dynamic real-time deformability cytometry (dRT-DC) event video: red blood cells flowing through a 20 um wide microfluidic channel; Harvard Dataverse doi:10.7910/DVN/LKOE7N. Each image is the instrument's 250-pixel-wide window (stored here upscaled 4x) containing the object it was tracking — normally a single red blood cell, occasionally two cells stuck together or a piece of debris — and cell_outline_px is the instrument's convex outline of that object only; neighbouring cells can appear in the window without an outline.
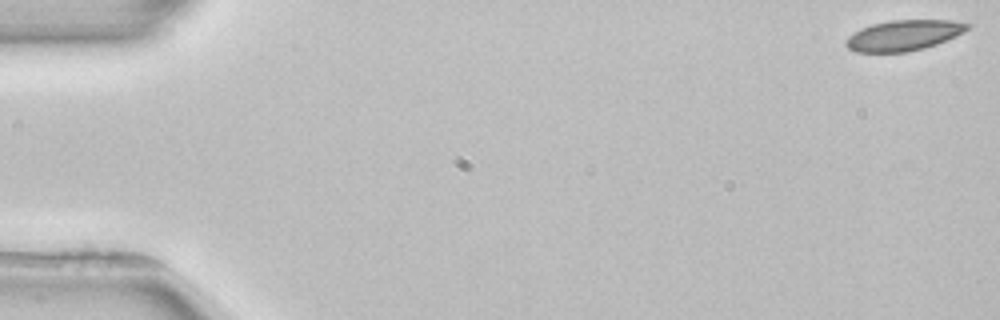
{"species": "common noctule bat (a hibernating species)", "species_latin": "Nyctalus noctula", "temperature_condition": "room temperature", "stored_images_in_passage": 5, "camera_frame_rate_fps": 3000, "um_per_image_px": 0.085, "animal": {"sex": "female", "body_mass_g": 22.7, "forearm_length_mm": 54.2}, "frame": {"image": 1, "passage_image": 1, "time_ms": 0.0, "image_size_px": [1000, 320], "cell_outline_px": [[972, 24], [964, 32], [936, 44], [924, 48], [904, 52], [856, 52], [848, 48], [844, 44], [844, 40], [848, 36], [860, 28], [872, 24], [892, 20], [952, 20]], "centroid_in_image_um": [76.78, 3.0], "position_along_channel_um": 8.2, "area_um2": 21.62}}
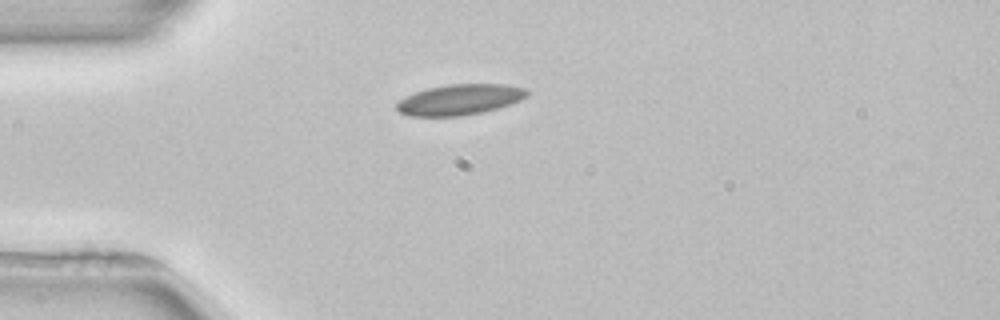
{"frame": {"image": 2, "passage_image": 4, "time_ms": 4.333, "image_size_px": [1000, 320], "cell_outline_px": [[528, 96], [520, 100], [484, 112], [460, 116], [408, 116], [400, 112], [396, 108], [396, 104], [400, 100], [416, 92], [428, 88], [448, 84], [508, 84], [524, 88], [528, 92]], "centroid_in_image_um": [39.08, 8.46], "position_along_channel_um": 45.9, "area_um2": 23.12}}
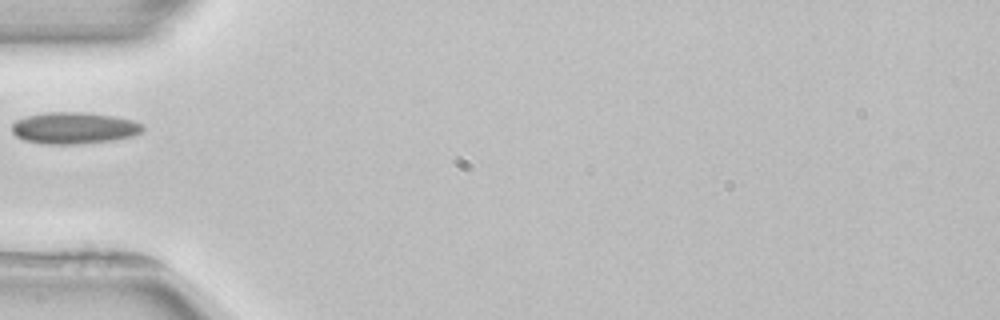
{"frame": {"image": 3, "passage_image": 5, "time_ms": 5.667, "image_size_px": [1000, 320], "cell_outline_px": [[144, 128], [140, 132], [132, 136], [112, 140], [76, 144], [44, 144], [24, 140], [16, 136], [12, 132], [12, 124], [28, 116], [44, 112], [84, 112], [112, 116], [132, 120], [140, 124]], "centroid_in_image_um": [6.27, 10.88], "position_along_channel_um": 78.7, "area_um2": 23.81}}